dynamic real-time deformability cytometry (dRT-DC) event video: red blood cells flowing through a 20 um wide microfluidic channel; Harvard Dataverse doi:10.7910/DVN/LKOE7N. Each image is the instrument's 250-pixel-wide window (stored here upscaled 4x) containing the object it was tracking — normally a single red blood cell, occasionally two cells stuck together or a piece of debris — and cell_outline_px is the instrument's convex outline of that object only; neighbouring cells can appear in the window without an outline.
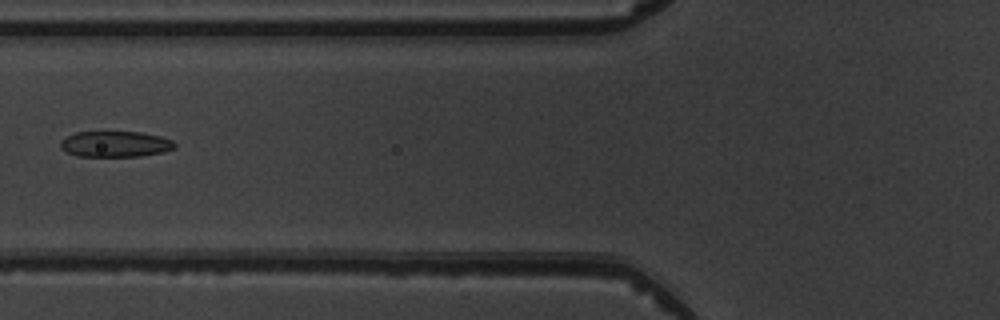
{"species": "common noctule bat (a hibernating species)", "species_latin": "Nyctalus noctula", "temperature_condition": "warm", "stored_images_in_passage": 6, "camera_frame_rate_fps": 3000, "um_per_image_px": 0.085, "animal": {"sex": "male", "body_mass_g": 19.5, "forearm_length_mm": 54.6}, "frame": {"image": 1, "passage_image": 6, "time_ms": 6.333, "image_size_px": [1000, 320], "cell_outline_px": [[176, 148], [164, 152], [140, 156], [76, 156], [60, 148], [60, 140], [76, 132], [140, 132], [160, 136], [172, 140], [176, 144]], "centroid_in_image_um": [9.81, 12.25], "position_along_channel_um": 116.0, "area_um2": 17.22}}